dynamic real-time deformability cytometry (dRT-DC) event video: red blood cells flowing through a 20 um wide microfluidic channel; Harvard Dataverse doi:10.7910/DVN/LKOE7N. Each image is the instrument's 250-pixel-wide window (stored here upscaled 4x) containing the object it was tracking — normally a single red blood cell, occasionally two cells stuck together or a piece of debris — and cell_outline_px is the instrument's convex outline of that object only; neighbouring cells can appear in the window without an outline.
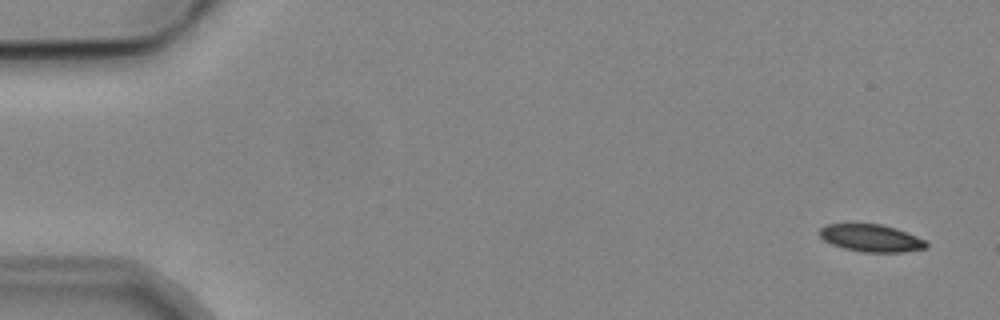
{"species": "common noctule bat (a hibernating species)", "species_latin": "Nyctalus noctula", "temperature_condition": "cold", "stored_images_in_passage": 5, "camera_frame_rate_fps": 3000, "um_per_image_px": 0.085, "animal": {"sex": "male", "body_mass_g": 19.2, "forearm_length_mm": 51.8}, "frame": {"image": 1, "passage_image": 1, "time_ms": 0.0, "image_size_px": [1000, 320], "cell_outline_px": [[928, 248], [904, 252], [860, 252], [844, 248], [832, 244], [824, 240], [816, 232], [820, 228], [828, 224], [880, 224], [896, 228], [924, 240], [928, 244]], "centroid_in_image_um": [74.02, 20.24], "position_along_channel_um": 11.0, "area_um2": 16.99}}
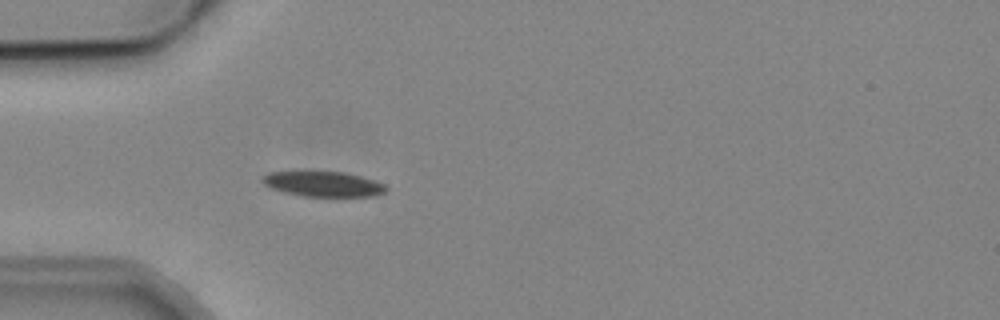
{"frame": {"image": 2, "passage_image": 5, "time_ms": 4.667, "image_size_px": [1000, 320], "cell_outline_px": [[388, 192], [376, 196], [304, 196], [284, 192], [272, 188], [264, 184], [260, 180], [268, 172], [344, 172], [376, 180], [384, 184], [388, 188]], "centroid_in_image_um": [27.54, 15.65], "position_along_channel_um": 57.5, "area_um2": 18.09}}